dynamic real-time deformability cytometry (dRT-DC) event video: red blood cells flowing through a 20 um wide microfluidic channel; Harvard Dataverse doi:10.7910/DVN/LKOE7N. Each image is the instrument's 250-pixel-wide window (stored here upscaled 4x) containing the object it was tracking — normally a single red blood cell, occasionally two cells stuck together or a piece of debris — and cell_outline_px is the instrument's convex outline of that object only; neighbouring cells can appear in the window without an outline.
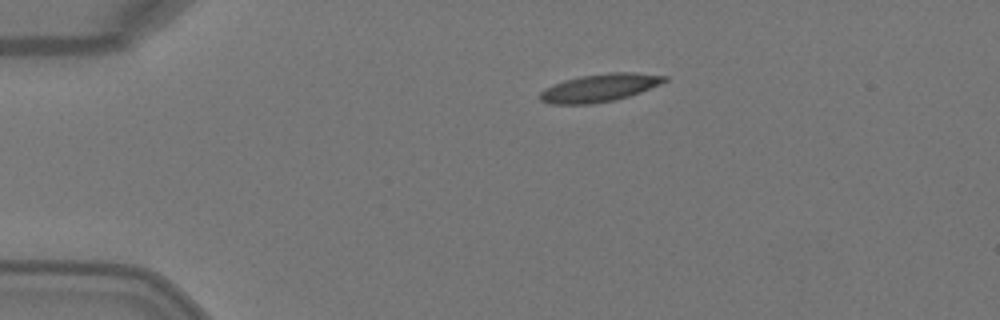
{"species": "Egyptian fruit bat (a non-hibernating species)", "species_latin": "Rousettus aegyptiacus", "temperature_condition": "warm", "stored_images_in_passage": 3, "segment_of_instrument_passage": [1, 2], "camera_frame_rate_fps": 3000, "um_per_image_px": 0.085, "animal": {"sex": "female"}, "frame": {"image": 1, "passage_image": 1, "time_ms": 0.0, "image_size_px": [1000, 320], "cell_outline_px": [[668, 80], [660, 84], [640, 92], [616, 100], [592, 104], [548, 104], [540, 100], [540, 92], [544, 88], [564, 80], [580, 76], [608, 72], [632, 72], [668, 76]], "centroid_in_image_um": [50.95, 7.46], "position_along_channel_um": 34.0, "area_um2": 20.29}}